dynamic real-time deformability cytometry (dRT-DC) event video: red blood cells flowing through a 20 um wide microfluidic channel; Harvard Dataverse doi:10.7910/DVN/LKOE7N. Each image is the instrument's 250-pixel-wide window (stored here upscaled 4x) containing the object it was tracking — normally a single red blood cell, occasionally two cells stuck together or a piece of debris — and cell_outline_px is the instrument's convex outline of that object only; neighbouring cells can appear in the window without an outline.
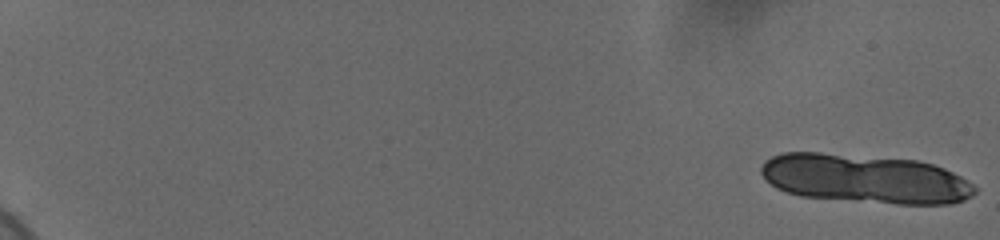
{"species": "human", "species_latin": "Homo sapiens", "temperature_condition": "cold", "stored_images_in_passage": 18, "camera_frame_rate_fps": 3000, "um_per_image_px": 0.085, "donor": {"sex": "female"}, "frame": {"image": 1, "passage_image": 1, "time_ms": 0.0, "image_size_px": [1000, 240], "cell_outline_px": [[976, 192], [972, 196], [964, 200], [952, 204], [896, 204], [800, 196], [776, 188], [764, 180], [760, 172], [760, 168], [764, 160], [780, 152], [820, 152], [920, 160], [944, 168], [968, 180], [976, 188]], "centroid_in_image_um": [73.51, 15.18], "position_along_channel_um": 11.5, "area_um2": 61.5}}